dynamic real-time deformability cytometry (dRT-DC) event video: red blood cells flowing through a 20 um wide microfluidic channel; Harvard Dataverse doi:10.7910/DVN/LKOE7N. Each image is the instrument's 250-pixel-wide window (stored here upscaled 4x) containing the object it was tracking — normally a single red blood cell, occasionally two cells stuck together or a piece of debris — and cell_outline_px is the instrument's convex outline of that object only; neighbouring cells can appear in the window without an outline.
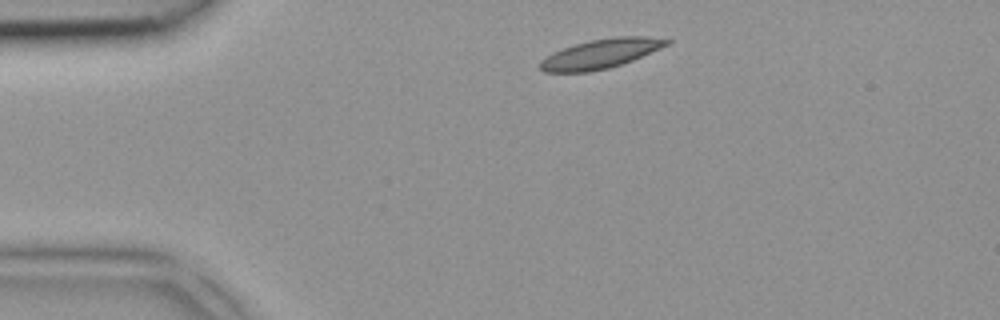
{"species": "common noctule bat (a hibernating species)", "species_latin": "Nyctalus noctula", "temperature_condition": "room temperature", "stored_images_in_passage": 2, "camera_frame_rate_fps": 3000, "um_per_image_px": 0.085, "animal": {"sex": "female", "body_mass_g": 18.4}, "frame": {"image": 1, "passage_image": 1, "time_ms": 0.0, "image_size_px": [1000, 320], "cell_outline_px": [[672, 40], [668, 44], [632, 60], [608, 68], [588, 72], [544, 72], [540, 68], [540, 60], [552, 52], [588, 40], [616, 36], [648, 36]], "centroid_in_image_um": [51.02, 4.56], "position_along_channel_um": 34.0, "area_um2": 21.44}}